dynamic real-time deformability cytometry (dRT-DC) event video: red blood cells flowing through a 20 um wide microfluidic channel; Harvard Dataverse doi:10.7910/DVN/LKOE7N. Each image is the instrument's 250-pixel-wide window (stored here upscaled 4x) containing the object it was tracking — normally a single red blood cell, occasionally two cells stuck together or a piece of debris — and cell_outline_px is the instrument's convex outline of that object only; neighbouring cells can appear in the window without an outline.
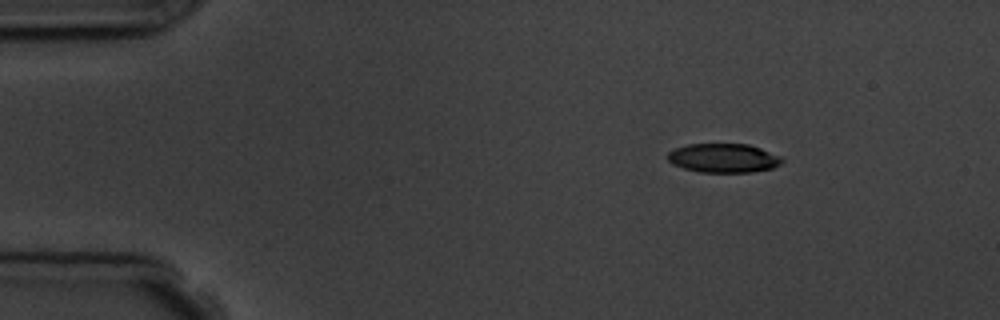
{"species": "common noctule bat (a hibernating species)", "species_latin": "Nyctalus noctula", "temperature_condition": "room temperature", "stored_images_in_passage": 4, "camera_frame_rate_fps": 3000, "um_per_image_px": 0.085, "animal": {"sex": "male", "body_mass_g": 19.5, "forearm_length_mm": 54.6}, "frame": {"image": 1, "passage_image": 2, "time_ms": 2.0, "image_size_px": [1000, 320], "cell_outline_px": [[784, 160], [780, 164], [772, 168], [752, 172], [700, 172], [684, 168], [672, 164], [668, 160], [668, 152], [676, 148], [688, 144], [748, 144], [760, 148], [780, 156]], "centroid_in_image_um": [61.49, 13.43], "position_along_channel_um": 23.5, "area_um2": 19.25}}